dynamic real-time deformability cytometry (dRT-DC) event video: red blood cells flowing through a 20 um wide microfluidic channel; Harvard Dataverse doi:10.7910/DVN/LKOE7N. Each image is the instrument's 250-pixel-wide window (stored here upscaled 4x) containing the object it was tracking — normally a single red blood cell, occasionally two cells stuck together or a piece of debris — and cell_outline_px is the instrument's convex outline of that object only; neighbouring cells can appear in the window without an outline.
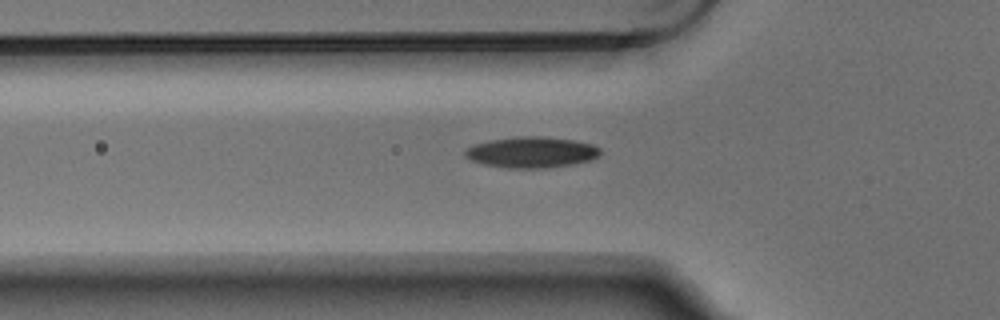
{"species": "Egyptian fruit bat (a non-hibernating species)", "species_latin": "Rousettus aegyptiacus", "temperature_condition": "warm", "stored_images_in_passage": 6, "camera_frame_rate_fps": 3000, "um_per_image_px": 0.085, "animal": {"sex": "male"}, "frame": {"image": 1, "passage_image": 6, "time_ms": 1.667, "image_size_px": [1000, 320], "cell_outline_px": [[600, 152], [592, 160], [572, 164], [548, 168], [504, 168], [484, 164], [472, 160], [464, 156], [464, 152], [468, 148], [476, 144], [492, 140], [520, 136], [540, 136], [572, 140], [592, 144], [600, 148]], "centroid_in_image_um": [45.19, 12.95], "position_along_channel_um": 80.6, "area_um2": 24.16}}